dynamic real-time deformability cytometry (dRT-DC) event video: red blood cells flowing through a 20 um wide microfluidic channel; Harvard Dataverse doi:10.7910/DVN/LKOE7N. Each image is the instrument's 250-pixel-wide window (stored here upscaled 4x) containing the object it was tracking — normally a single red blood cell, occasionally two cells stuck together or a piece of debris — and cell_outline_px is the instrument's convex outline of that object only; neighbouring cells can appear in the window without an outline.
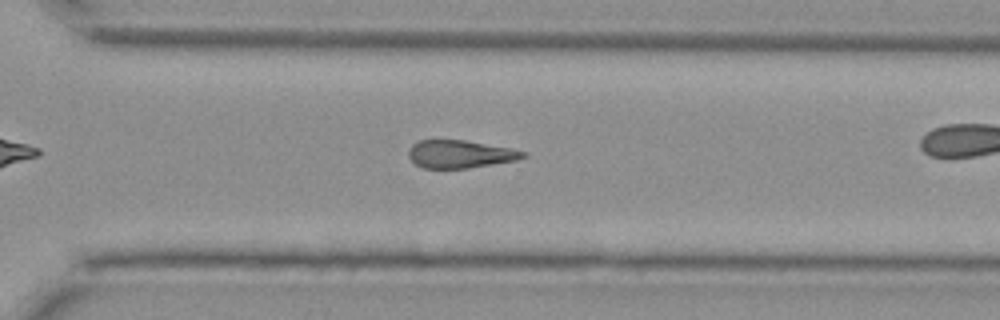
{"species": "Egyptian fruit bat (a non-hibernating species)", "species_latin": "Rousettus aegyptiacus", "temperature_condition": "cold", "stored_images_in_passage": 28, "camera_frame_rate_fps": 3000, "um_per_image_px": 0.085, "animal": {"sex": "female"}, "frame": {"image": 1, "passage_image": 24, "time_ms": 7.667, "image_size_px": [1000, 320], "cell_outline_px": [[528, 156], [516, 160], [468, 168], [424, 168], [416, 164], [408, 156], [408, 152], [412, 144], [420, 140], [464, 140], [512, 148], [528, 152]], "centroid_in_image_um": [39.14, 13.09], "position_along_channel_um": 331.5, "area_um2": 18.55}}